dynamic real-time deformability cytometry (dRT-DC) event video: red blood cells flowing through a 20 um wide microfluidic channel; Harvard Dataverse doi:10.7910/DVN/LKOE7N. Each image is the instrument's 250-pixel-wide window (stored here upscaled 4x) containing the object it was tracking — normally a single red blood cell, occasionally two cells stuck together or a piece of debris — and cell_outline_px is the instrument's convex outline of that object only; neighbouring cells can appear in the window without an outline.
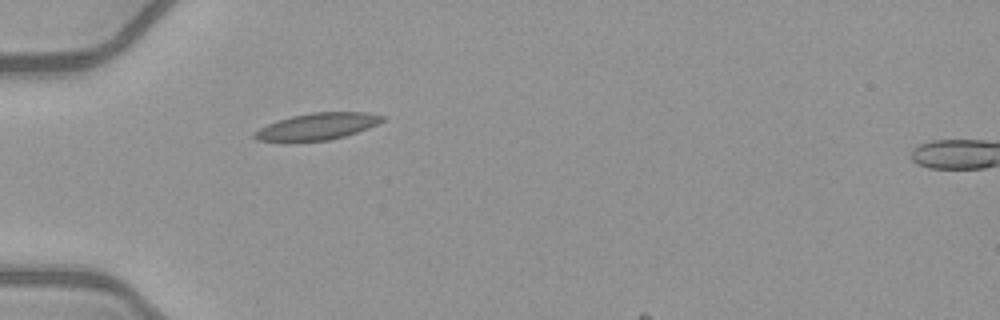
{"species": "common noctule bat (a hibernating species)", "species_latin": "Nyctalus noctula", "temperature_condition": "warm", "stored_images_in_passage": 34, "segment_of_instrument_passage": [1, 2], "camera_frame_rate_fps": 3000, "um_per_image_px": 0.085, "animal": {"sex": "female", "body_mass_g": 21.9}, "frame": {"image": 1, "passage_image": 1, "time_ms": 0.0, "image_size_px": [1000, 320], "cell_outline_px": [[384, 120], [368, 128], [344, 136], [328, 140], [256, 140], [252, 136], [252, 132], [268, 124], [292, 116], [312, 112], [368, 112], [384, 116]], "centroid_in_image_um": [26.99, 10.72], "position_along_channel_um": 58.0, "area_um2": 19.42}}
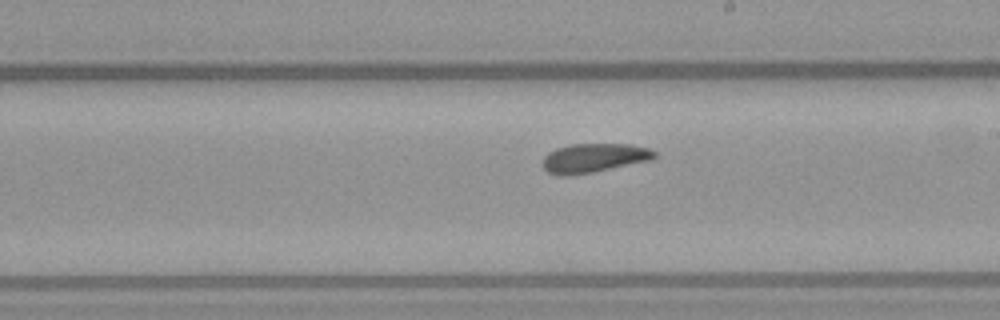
{"frame": {"image": 2, "passage_image": 15, "time_ms": 4.667, "image_size_px": [1000, 320], "cell_outline_px": [[656, 156], [652, 160], [592, 172], [568, 176], [556, 176], [548, 172], [544, 168], [544, 156], [548, 152], [556, 148], [572, 144], [628, 144], [648, 148], [656, 152]], "centroid_in_image_um": [50.47, 13.43], "position_along_channel_um": 238.5, "area_um2": 18.9}}
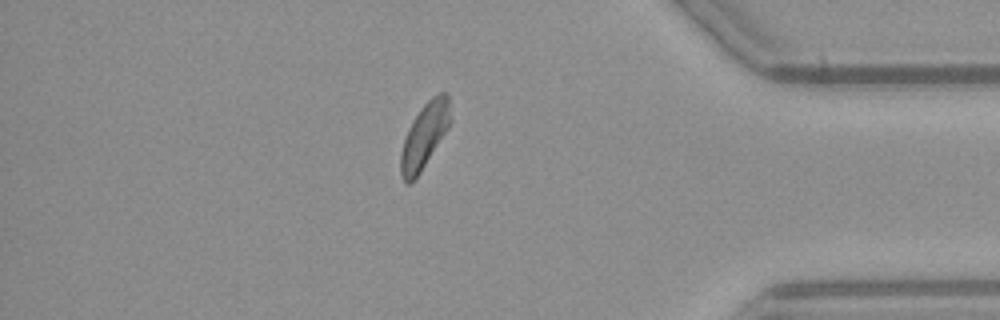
{"frame": {"image": 3, "passage_image": 29, "time_ms": 9.333, "image_size_px": [1000, 320], "cell_outline_px": [[452, 120], [448, 128], [420, 172], [408, 184], [404, 184], [400, 172], [400, 152], [408, 128], [420, 108], [432, 96], [440, 92], [444, 92], [448, 96], [452, 116]], "centroid_in_image_um": [36.08, 11.51], "position_along_channel_um": 399.1, "area_um2": 18.79}}